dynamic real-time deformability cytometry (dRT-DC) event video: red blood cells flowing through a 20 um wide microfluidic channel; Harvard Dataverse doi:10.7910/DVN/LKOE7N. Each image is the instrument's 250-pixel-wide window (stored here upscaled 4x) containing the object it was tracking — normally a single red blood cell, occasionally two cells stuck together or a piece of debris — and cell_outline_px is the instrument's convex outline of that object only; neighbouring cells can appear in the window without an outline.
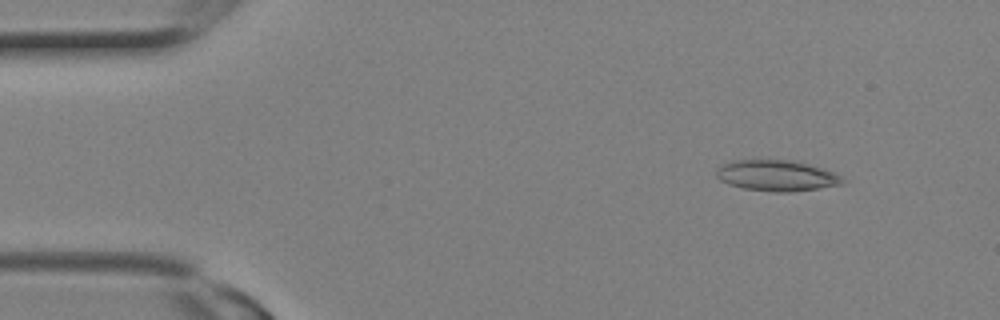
{"species": "Egyptian fruit bat (a non-hibernating species)", "species_latin": "Rousettus aegyptiacus", "temperature_condition": "room temperature", "stored_images_in_passage": 14, "camera_frame_rate_fps": 3000, "um_per_image_px": 0.085, "animal": {"sex": "female"}, "frame": {"image": 1, "passage_image": 3, "time_ms": 0.667, "image_size_px": [1000, 320], "cell_outline_px": [[848, 180], [840, 184], [816, 188], [788, 192], [776, 192], [744, 188], [728, 184], [720, 180], [716, 176], [716, 168], [720, 164], [732, 160], [788, 160], [808, 164], [832, 172]], "centroid_in_image_um": [65.95, 14.92], "position_along_channel_um": 19.1, "area_um2": 22.48}}
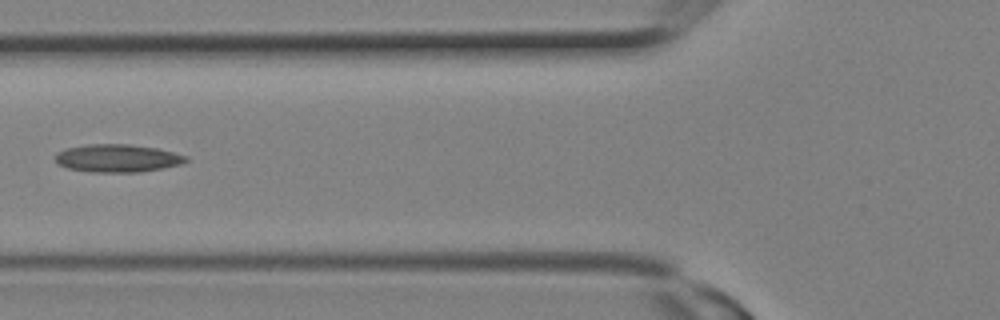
{"frame": {"image": 2, "passage_image": 10, "time_ms": 3.0, "image_size_px": [1000, 320], "cell_outline_px": [[188, 160], [180, 164], [140, 172], [92, 172], [68, 168], [56, 164], [56, 152], [64, 148], [88, 144], [128, 144], [156, 148], [188, 156]], "centroid_in_image_um": [9.93, 13.44], "position_along_channel_um": 115.9, "area_um2": 21.15}}
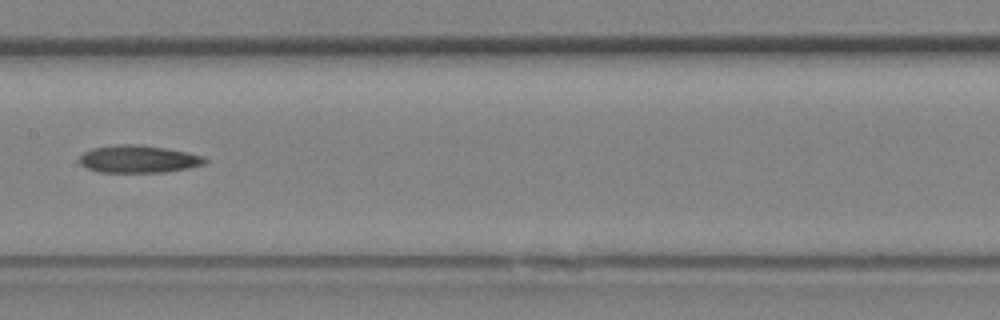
{"frame": {"image": 3, "passage_image": 13, "time_ms": 4.0, "image_size_px": [1000, 320], "cell_outline_px": [[208, 160], [204, 164], [188, 168], [164, 172], [100, 172], [88, 168], [80, 164], [80, 156], [84, 152], [92, 148], [120, 144], [140, 144], [188, 152], [204, 156]], "centroid_in_image_um": [11.79, 13.51], "position_along_channel_um": 195.6, "area_um2": 20.06}}